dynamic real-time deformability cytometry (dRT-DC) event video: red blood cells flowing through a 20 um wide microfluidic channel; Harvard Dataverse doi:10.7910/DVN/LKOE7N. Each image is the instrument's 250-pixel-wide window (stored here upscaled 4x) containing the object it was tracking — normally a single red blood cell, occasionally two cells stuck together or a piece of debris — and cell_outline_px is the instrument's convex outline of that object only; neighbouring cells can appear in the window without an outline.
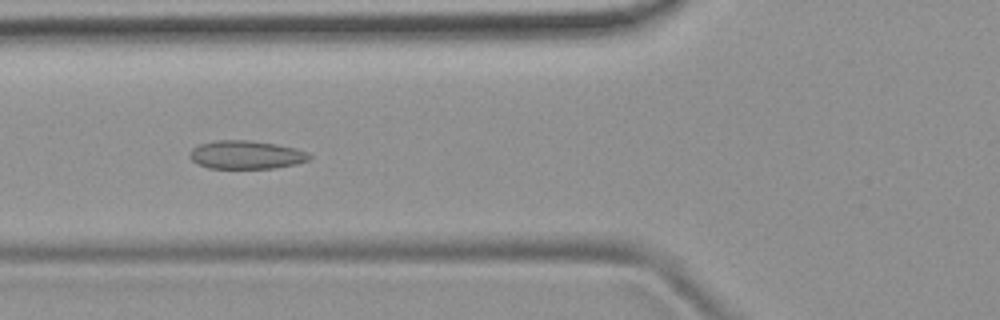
{"species": "common noctule bat (a hibernating species)", "species_latin": "Nyctalus noctula", "temperature_condition": "room temperature", "stored_images_in_passage": 52, "camera_frame_rate_fps": 3000, "um_per_image_px": 0.085, "animal": {"sex": "female", "body_mass_g": 19.9}, "frame": {"image": 1, "passage_image": 20, "time_ms": 6.333, "image_size_px": [1000, 320], "cell_outline_px": [[312, 156], [308, 160], [296, 164], [276, 168], [208, 168], [196, 164], [188, 156], [188, 152], [192, 148], [200, 144], [216, 140], [252, 140], [276, 144], [296, 148], [308, 152]], "centroid_in_image_um": [20.9, 13.15], "position_along_channel_um": 104.9, "area_um2": 20.0}}
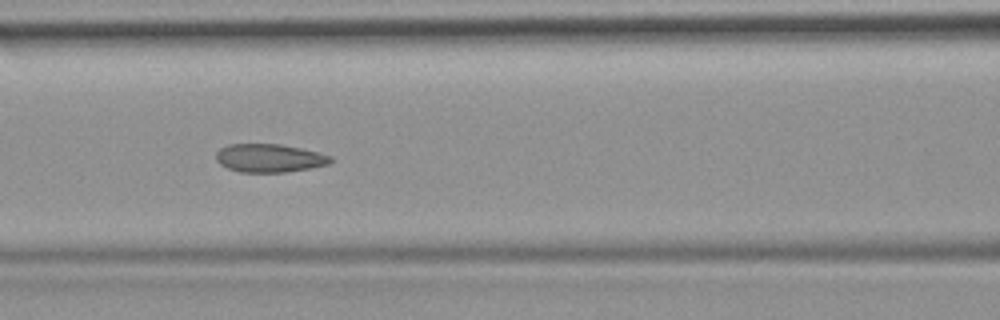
{"frame": {"image": 2, "passage_image": 23, "time_ms": 7.333, "image_size_px": [1000, 320], "cell_outline_px": [[332, 164], [312, 168], [284, 172], [240, 172], [228, 168], [220, 164], [216, 160], [216, 152], [220, 148], [228, 144], [280, 144], [320, 152], [332, 156]], "centroid_in_image_um": [22.93, 13.43], "position_along_channel_um": 143.7, "area_um2": 19.07}}
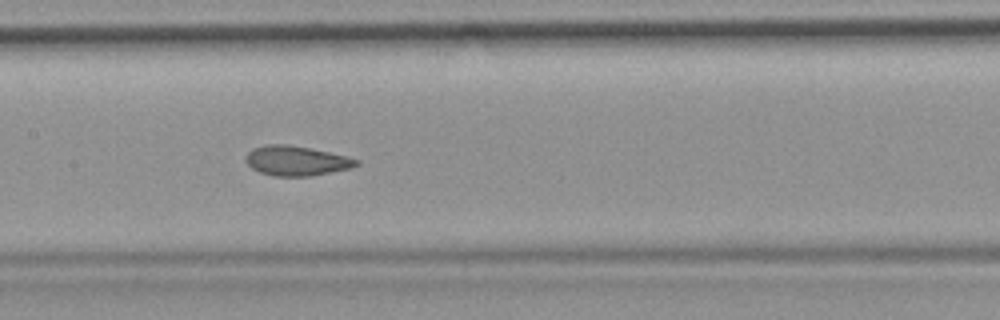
{"frame": {"image": 3, "passage_image": 26, "time_ms": 8.333, "image_size_px": [1000, 320], "cell_outline_px": [[360, 164], [352, 168], [312, 176], [272, 176], [260, 172], [252, 168], [244, 160], [244, 156], [252, 148], [264, 144], [284, 144], [308, 148], [328, 152], [360, 160]], "centroid_in_image_um": [25.16, 13.67], "position_along_channel_um": 182.2, "area_um2": 19.25}, "authors_computed_cell_mechanics": {"area_um2": 20.1433, "velocity_mm_per_s": 3.8644, "shape_relaxation_time_tau1_ms": null, "shape_relaxation_time_tau2_ms": 1.656, "deformation_change_tau1": null, "deformation_change_tau2": 0.0649}}